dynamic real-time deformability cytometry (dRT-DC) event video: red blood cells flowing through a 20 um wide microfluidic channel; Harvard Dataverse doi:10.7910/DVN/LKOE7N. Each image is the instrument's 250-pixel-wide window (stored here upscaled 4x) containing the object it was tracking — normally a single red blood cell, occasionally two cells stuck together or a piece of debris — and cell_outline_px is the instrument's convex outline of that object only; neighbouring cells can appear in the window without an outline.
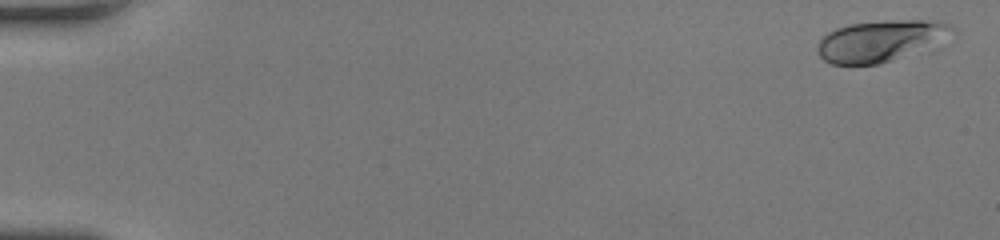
{"species": "human", "species_latin": "Homo sapiens", "temperature_condition": "room temperature", "stored_images_in_passage": 52, "camera_frame_rate_fps": 3000, "um_per_image_px": 0.085, "donor": {"sex": "female"}, "frame": {"image": 1, "passage_image": 2, "time_ms": 0.333, "image_size_px": [1000, 240], "cell_outline_px": [[956, 28], [880, 64], [832, 64], [824, 60], [820, 56], [816, 48], [820, 40], [828, 32], [836, 28], [852, 24], [884, 20], [940, 20], [952, 24]], "centroid_in_image_um": [74.62, 3.43], "position_along_channel_um": 10.4, "area_um2": 30.29}}
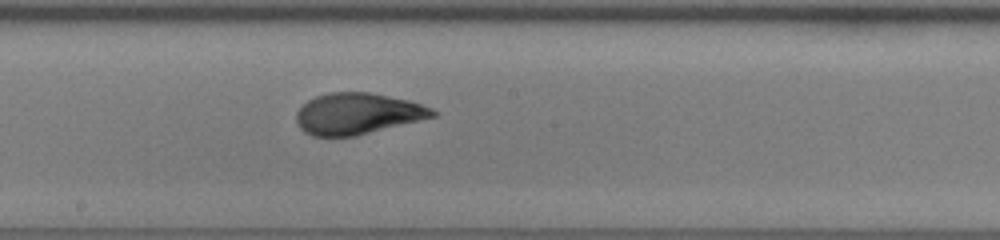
{"frame": {"image": 2, "passage_image": 30, "time_ms": 9.667, "image_size_px": [1000, 240], "cell_outline_px": [[436, 116], [356, 136], [312, 136], [304, 132], [300, 128], [296, 120], [296, 112], [308, 100], [316, 96], [332, 92], [368, 92], [408, 100], [432, 108], [436, 112]], "centroid_in_image_um": [30.37, 9.67], "position_along_channel_um": 217.8, "area_um2": 32.54}}
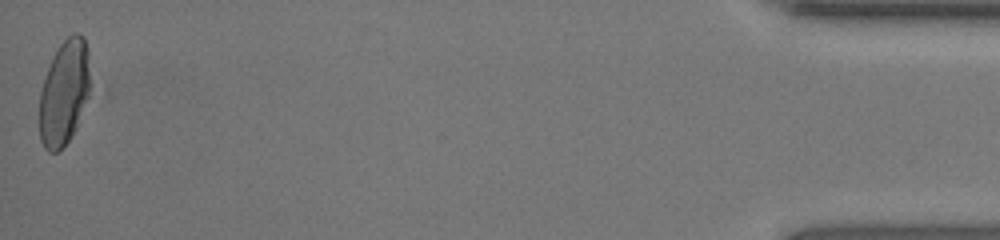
{"frame": {"image": 3, "passage_image": 52, "time_ms": 17.0, "image_size_px": [1000, 240], "cell_outline_px": [[88, 96], [76, 128], [72, 136], [56, 152], [48, 152], [44, 148], [40, 140], [40, 92], [48, 68], [60, 44], [72, 32], [80, 32], [84, 36], [88, 48]], "centroid_in_image_um": [5.45, 7.86], "position_along_channel_um": 429.7, "area_um2": 30.63}, "authors_computed_cell_mechanics": {"area_um2": 31.3565, "velocity_mm_per_s": 4.0969, "shape_relaxation_time_tau1_ms": 3.8062, "shape_relaxation_time_tau2_ms": 0.7393, "deformation_change_tau1": 0.1853, "deformation_change_tau2": 0.0718}}